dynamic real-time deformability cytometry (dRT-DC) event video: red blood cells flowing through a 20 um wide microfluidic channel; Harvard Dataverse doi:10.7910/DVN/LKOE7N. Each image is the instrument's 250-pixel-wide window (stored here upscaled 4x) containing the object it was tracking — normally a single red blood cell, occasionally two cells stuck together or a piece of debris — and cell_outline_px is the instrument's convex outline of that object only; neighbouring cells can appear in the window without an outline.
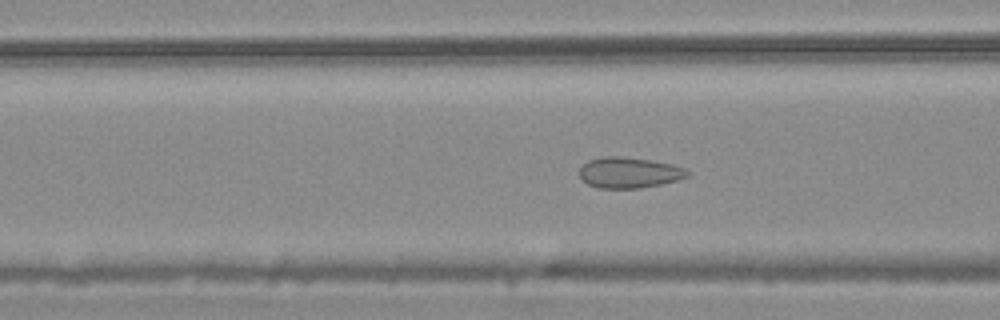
{"species": "common noctule bat (a hibernating species)", "species_latin": "Nyctalus noctula", "temperature_condition": "warm", "stored_images_in_passage": 54, "camera_frame_rate_fps": 3000, "um_per_image_px": 0.085, "animal": {"sex": "male", "body_mass_g": 20.4}, "frame": {"image": 1, "passage_image": 21, "time_ms": 6.667, "image_size_px": [1000, 320], "cell_outline_px": [[692, 172], [688, 176], [676, 180], [660, 184], [640, 188], [596, 188], [580, 180], [580, 164], [588, 160], [604, 156], [624, 156], [652, 160], [672, 164], [684, 168]], "centroid_in_image_um": [53.44, 14.66], "position_along_channel_um": 113.2, "area_um2": 19.65}}
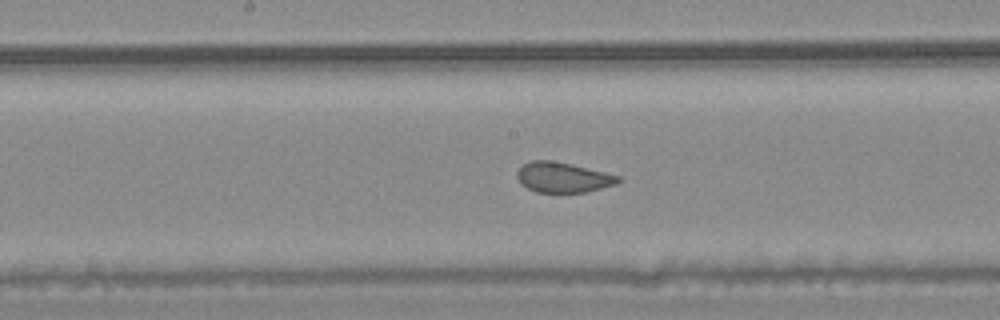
{"frame": {"image": 2, "passage_image": 28, "time_ms": 9.0, "image_size_px": [1000, 320], "cell_outline_px": [[620, 180], [616, 184], [584, 192], [556, 196], [536, 192], [528, 188], [516, 176], [516, 172], [524, 164], [532, 160], [552, 160], [572, 164], [620, 176]], "centroid_in_image_um": [47.83, 15.12], "position_along_channel_um": 200.4, "area_um2": 18.21}}
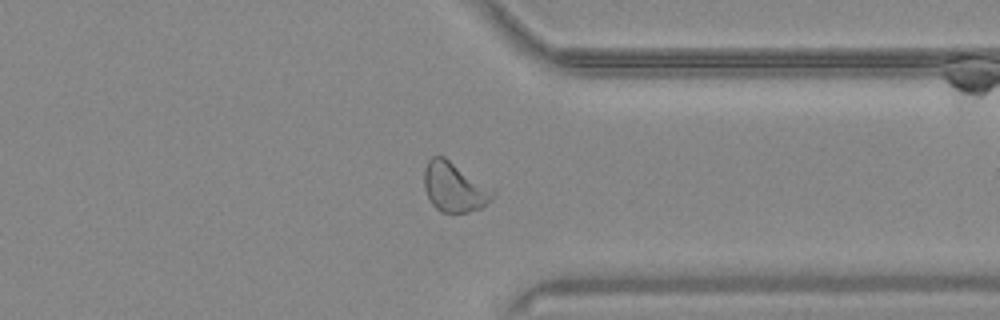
{"frame": {"image": 3, "passage_image": 42, "time_ms": 13.667, "image_size_px": [1000, 320], "cell_outline_px": [[496, 192], [492, 200], [480, 208], [468, 212], [440, 212], [432, 204], [424, 188], [424, 168], [428, 160], [432, 156], [444, 156], [496, 188]], "centroid_in_image_um": [38.67, 15.88], "position_along_channel_um": 372.7, "area_um2": 20.35}}